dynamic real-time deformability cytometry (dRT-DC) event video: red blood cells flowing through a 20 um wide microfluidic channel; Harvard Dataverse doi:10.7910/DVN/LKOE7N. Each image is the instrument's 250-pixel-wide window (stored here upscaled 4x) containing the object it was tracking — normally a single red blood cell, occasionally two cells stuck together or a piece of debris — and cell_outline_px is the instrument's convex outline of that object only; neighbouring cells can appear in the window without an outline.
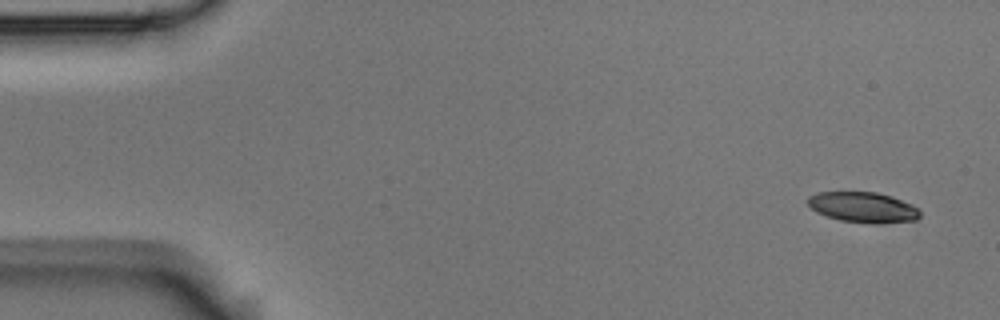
{"species": "Egyptian fruit bat (a non-hibernating species)", "species_latin": "Rousettus aegyptiacus", "temperature_condition": "room temperature", "stored_images_in_passage": 5, "camera_frame_rate_fps": 3000, "um_per_image_px": 0.085, "animal": {"sex": "male"}, "frame": {"image": 1, "passage_image": 1, "time_ms": 0.0, "image_size_px": [1000, 320], "cell_outline_px": [[920, 216], [916, 220], [880, 224], [868, 224], [840, 220], [816, 212], [808, 204], [808, 196], [816, 192], [876, 192], [892, 196], [912, 204], [920, 212]], "centroid_in_image_um": [73.37, 17.62], "position_along_channel_um": 11.6, "area_um2": 20.06}}
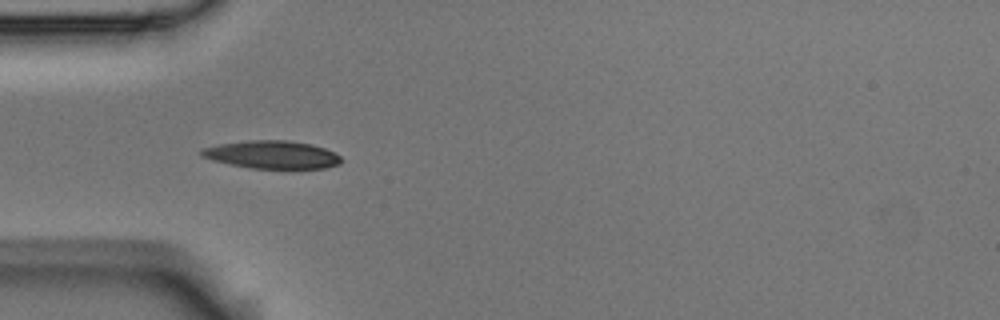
{"frame": {"image": 2, "passage_image": 4, "time_ms": 1.0, "image_size_px": [1000, 320], "cell_outline_px": [[340, 164], [324, 168], [248, 168], [212, 160], [200, 156], [200, 152], [204, 148], [220, 144], [252, 140], [288, 140], [312, 144], [324, 148], [340, 156]], "centroid_in_image_um": [23.11, 13.14], "position_along_channel_um": 61.9, "area_um2": 22.48}}
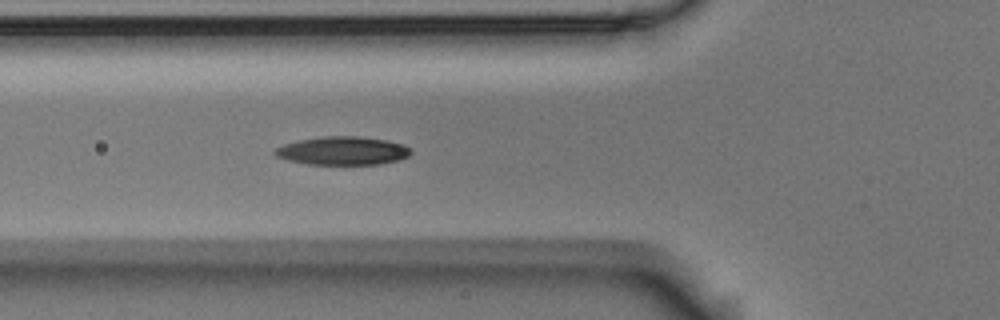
{"frame": {"image": 3, "passage_image": 5, "time_ms": 1.333, "image_size_px": [1000, 320], "cell_outline_px": [[412, 152], [408, 156], [400, 160], [380, 164], [308, 164], [288, 160], [276, 156], [272, 152], [276, 148], [284, 144], [300, 140], [324, 136], [356, 136], [388, 140], [404, 144], [412, 148]], "centroid_in_image_um": [29.17, 12.81], "position_along_channel_um": 96.6, "area_um2": 22.54}}